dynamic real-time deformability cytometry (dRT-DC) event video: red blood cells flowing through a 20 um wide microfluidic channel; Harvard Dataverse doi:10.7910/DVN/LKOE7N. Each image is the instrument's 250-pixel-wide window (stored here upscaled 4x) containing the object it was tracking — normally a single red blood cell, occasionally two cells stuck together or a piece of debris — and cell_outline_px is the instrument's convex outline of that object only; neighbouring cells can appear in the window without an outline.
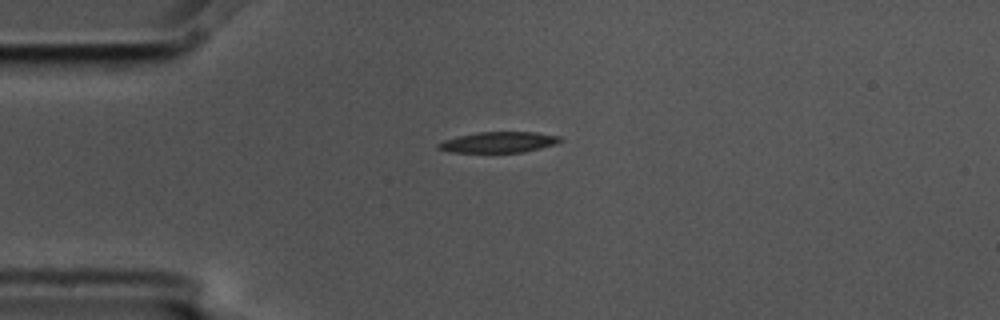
{"species": "common noctule bat (a hibernating species)", "species_latin": "Nyctalus noctula", "temperature_condition": "cold", "stored_images_in_passage": 5, "camera_frame_rate_fps": 3000, "um_per_image_px": 0.085, "animal": {"sex": "male", "body_mass_g": 17.5, "forearm_length_mm": 52.3}, "frame": {"image": 1, "passage_image": 5, "time_ms": 1.333, "image_size_px": [1000, 320], "cell_outline_px": [[564, 140], [540, 148], [524, 152], [452, 152], [436, 148], [436, 144], [444, 140], [476, 132], [536, 132], [560, 136]], "centroid_in_image_um": [42.38, 12.08], "position_along_channel_um": 42.6, "area_um2": 14.62}}